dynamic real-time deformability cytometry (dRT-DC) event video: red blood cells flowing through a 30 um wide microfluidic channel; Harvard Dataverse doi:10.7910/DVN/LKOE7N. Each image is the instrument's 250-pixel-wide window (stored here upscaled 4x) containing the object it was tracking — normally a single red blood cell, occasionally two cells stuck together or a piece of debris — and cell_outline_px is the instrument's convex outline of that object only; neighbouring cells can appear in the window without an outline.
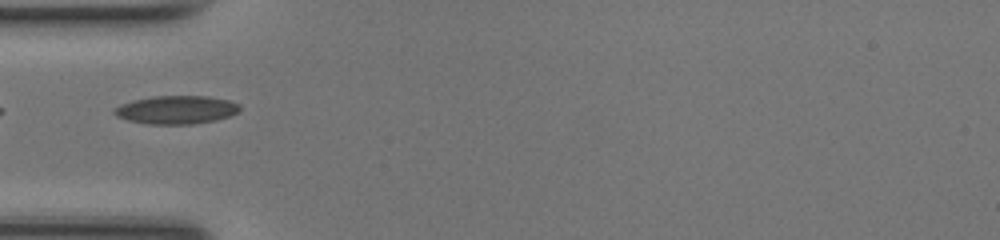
{"species": "common noctule bat (a hibernating species)", "species_latin": "Nyctalus noctula", "temperature_condition": "room temperature", "stored_images_in_passage": 34, "camera_frame_rate_fps": 3000, "um_per_image_px": 0.085, "animal": {"sex": "female", "body_mass_g": 17.0, "forearm_length_mm": 48.0}, "frame": {"image": 1, "passage_image": 1, "time_ms": 0.0, "image_size_px": [1000, 240], "cell_outline_px": [[240, 112], [216, 120], [192, 124], [148, 124], [128, 120], [116, 116], [112, 112], [112, 108], [120, 104], [132, 100], [152, 96], [208, 96], [228, 100], [240, 104]], "centroid_in_image_um": [14.96, 9.33], "position_along_channel_um": 70.0, "area_um2": 20.87}}
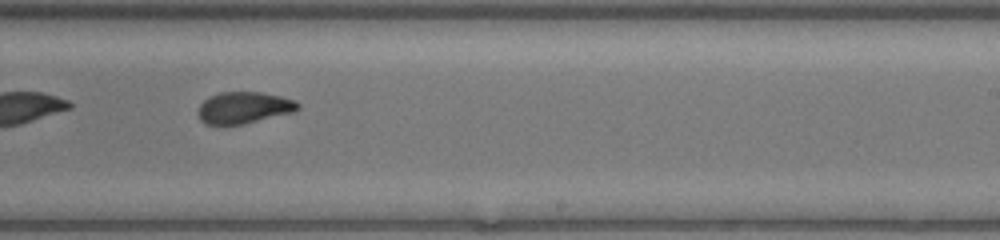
{"frame": {"image": 2, "passage_image": 15, "time_ms": 4.667, "image_size_px": [1000, 240], "cell_outline_px": [[300, 108], [296, 112], [244, 124], [204, 124], [200, 120], [196, 112], [200, 104], [208, 96], [220, 92], [260, 92], [280, 96], [296, 100], [300, 104]], "centroid_in_image_um": [20.74, 9.15], "position_along_channel_um": 268.3, "area_um2": 18.73}}
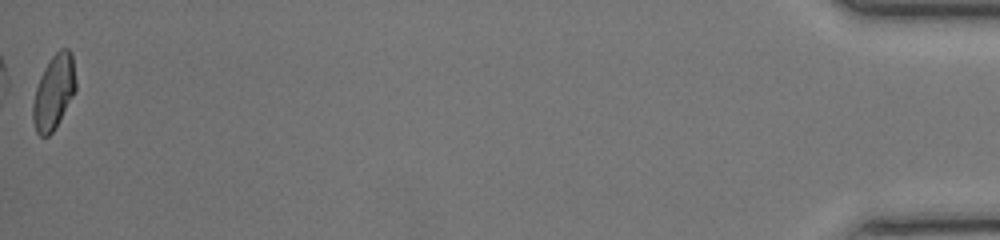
{"frame": {"image": 3, "passage_image": 34, "time_ms": 11.0, "image_size_px": [1000, 240], "cell_outline_px": [[76, 88], [72, 96], [52, 132], [48, 136], [40, 136], [36, 132], [32, 120], [32, 104], [36, 88], [40, 76], [44, 68], [52, 56], [60, 48], [68, 48], [72, 52], [76, 80]], "centroid_in_image_um": [4.56, 7.79], "position_along_channel_um": 430.6, "area_um2": 18.44}, "authors_computed_cell_mechanics": {"area_um2": 18.7561, "velocity_mm_per_s": 4.2493, "shape_relaxation_time_tau1_ms": 4.3211, "shape_relaxation_time_tau2_ms": 1.6153, "deformation_change_tau1": 0.1454, "deformation_change_tau2": 0.0592}}